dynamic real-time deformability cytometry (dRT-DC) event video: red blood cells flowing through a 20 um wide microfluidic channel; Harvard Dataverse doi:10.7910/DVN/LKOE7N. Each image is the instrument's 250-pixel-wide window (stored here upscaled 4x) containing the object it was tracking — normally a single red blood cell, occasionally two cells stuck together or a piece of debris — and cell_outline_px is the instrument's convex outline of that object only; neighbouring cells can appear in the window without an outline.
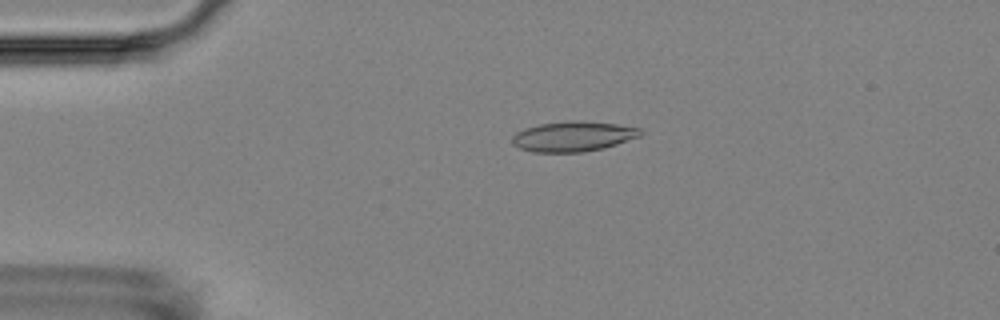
{"species": "Egyptian fruit bat (a non-hibernating species)", "species_latin": "Rousettus aegyptiacus", "temperature_condition": "room temperature", "stored_images_in_passage": 5, "camera_frame_rate_fps": 3000, "um_per_image_px": 0.085, "animal": {"sex": "female"}, "frame": {"image": 1, "passage_image": 4, "time_ms": 3.333, "image_size_px": [1000, 320], "cell_outline_px": [[644, 132], [640, 136], [604, 148], [584, 152], [532, 152], [520, 148], [512, 144], [512, 136], [516, 132], [524, 128], [540, 124], [572, 120], [580, 120], [616, 124], [640, 128]], "centroid_in_image_um": [48.71, 11.59], "position_along_channel_um": 36.3, "area_um2": 22.6}}